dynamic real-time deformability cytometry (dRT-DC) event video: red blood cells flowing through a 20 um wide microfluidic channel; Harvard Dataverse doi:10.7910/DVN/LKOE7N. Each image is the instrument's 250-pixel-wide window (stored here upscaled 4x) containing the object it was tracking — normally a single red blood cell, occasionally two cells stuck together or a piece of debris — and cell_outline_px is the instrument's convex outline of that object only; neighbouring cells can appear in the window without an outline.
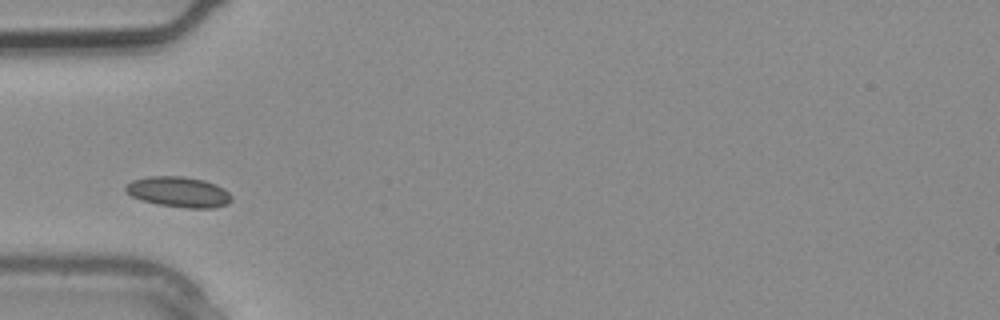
{"species": "common noctule bat (a hibernating species)", "species_latin": "Nyctalus noctula", "temperature_condition": "warm", "stored_images_in_passage": 2, "camera_frame_rate_fps": 3000, "um_per_image_px": 0.085, "animal": {"sex": "male", "body_mass_g": 20.4}, "frame": {"image": 1, "passage_image": 2, "time_ms": 0.333, "image_size_px": [1000, 320], "cell_outline_px": [[232, 200], [228, 204], [212, 208], [188, 208], [156, 204], [140, 200], [124, 192], [124, 188], [132, 180], [148, 176], [184, 176], [204, 180], [216, 184], [224, 188], [232, 196]], "centroid_in_image_um": [15.18, 16.31], "position_along_channel_um": 69.8, "area_um2": 19.02}}